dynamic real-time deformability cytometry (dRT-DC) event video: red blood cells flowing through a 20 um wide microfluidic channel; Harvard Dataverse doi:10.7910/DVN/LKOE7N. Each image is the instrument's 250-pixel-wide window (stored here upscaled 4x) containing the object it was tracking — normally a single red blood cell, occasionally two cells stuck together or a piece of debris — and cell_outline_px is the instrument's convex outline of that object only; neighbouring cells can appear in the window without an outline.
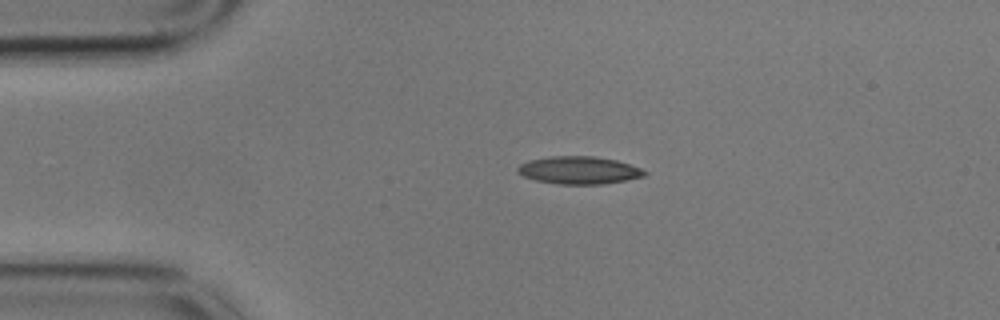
{"species": "common noctule bat (a hibernating species)", "species_latin": "Nyctalus noctula", "temperature_condition": "cold", "stored_images_in_passage": 45, "camera_frame_rate_fps": 3000, "um_per_image_px": 0.085, "animal": {"sex": "male", "body_mass_g": 17.9}, "frame": {"image": 1, "passage_image": 1, "time_ms": 0.0, "image_size_px": [1000, 320], "cell_outline_px": [[648, 172], [644, 176], [604, 184], [560, 184], [536, 180], [524, 176], [516, 172], [516, 168], [520, 164], [528, 160], [552, 156], [592, 156], [616, 160], [640, 168]], "centroid_in_image_um": [49.18, 14.46], "position_along_channel_um": 35.8, "area_um2": 20.29}}
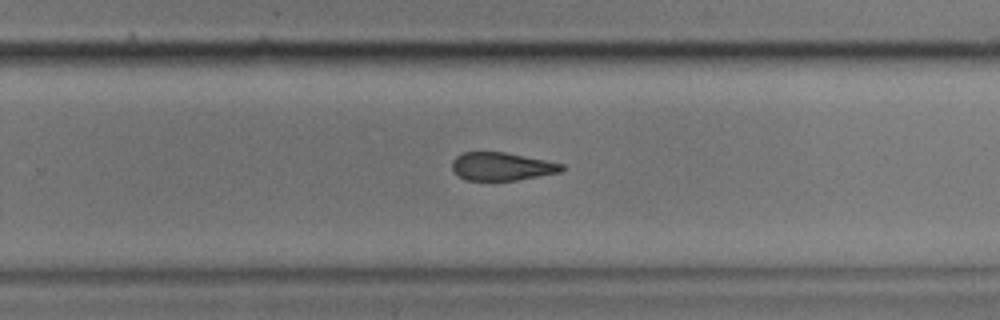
{"frame": {"image": 2, "passage_image": 25, "time_ms": 8.0, "image_size_px": [1000, 320], "cell_outline_px": [[564, 168], [560, 172], [516, 180], [468, 180], [460, 176], [452, 168], [452, 160], [460, 152], [504, 152], [564, 164]], "centroid_in_image_um": [42.63, 14.14], "position_along_channel_um": 287.2, "area_um2": 17.69}}
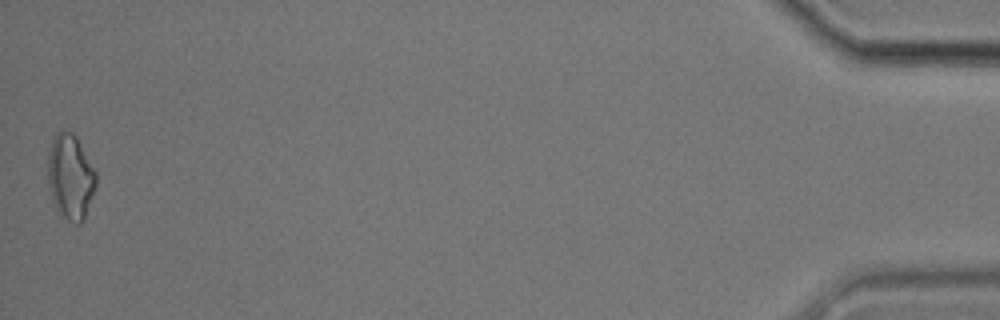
{"frame": {"image": 3, "passage_image": 45, "time_ms": 14.667, "image_size_px": [1000, 320], "cell_outline_px": [[96, 184], [84, 220], [80, 224], [76, 224], [68, 220], [60, 212], [52, 200], [48, 184], [48, 152], [52, 136], [56, 132], [64, 128], [72, 132], [76, 136], [96, 172]], "centroid_in_image_um": [5.97, 14.98], "position_along_channel_um": 429.2, "area_um2": 23.99}}